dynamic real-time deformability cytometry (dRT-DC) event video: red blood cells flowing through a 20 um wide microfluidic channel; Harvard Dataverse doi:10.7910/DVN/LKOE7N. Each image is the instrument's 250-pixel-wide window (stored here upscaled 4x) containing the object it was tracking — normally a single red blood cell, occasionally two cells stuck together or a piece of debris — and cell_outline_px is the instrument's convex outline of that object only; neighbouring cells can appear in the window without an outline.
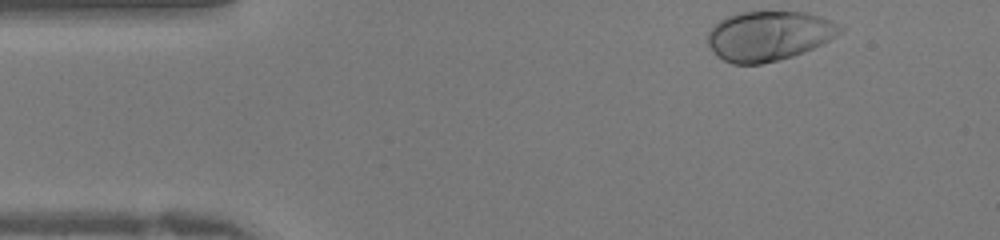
{"species": "human", "species_latin": "Homo sapiens", "temperature_condition": "warm", "stored_images_in_passage": 32, "camera_frame_rate_fps": 3000, "um_per_image_px": 0.085, "donor": {"sex": "female"}, "frame": {"image": 1, "passage_image": 1, "time_ms": 0.0, "image_size_px": [1000, 240], "cell_outline_px": [[844, 28], [840, 32], [828, 40], [804, 52], [792, 56], [760, 64], [732, 64], [724, 60], [708, 44], [708, 32], [720, 20], [728, 16], [740, 12], [804, 12], [820, 16], [844, 24]], "centroid_in_image_um": [65.39, 3.03], "position_along_channel_um": 19.6, "area_um2": 37.92}}
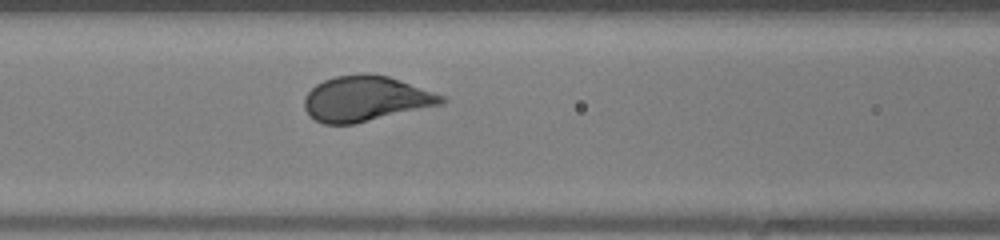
{"frame": {"image": 2, "passage_image": 13, "time_ms": 4.0, "image_size_px": [1000, 240], "cell_outline_px": [[448, 100], [444, 104], [352, 124], [324, 124], [316, 120], [304, 108], [304, 100], [308, 92], [316, 84], [324, 80], [336, 76], [388, 76], [444, 96]], "centroid_in_image_um": [31.09, 8.42], "position_along_channel_um": 135.5, "area_um2": 35.2}}
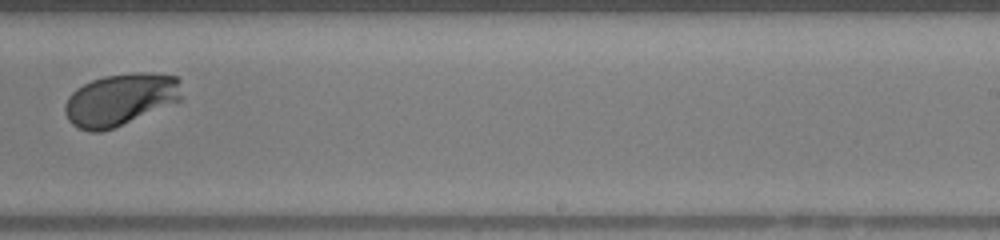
{"frame": {"image": 3, "passage_image": 22, "time_ms": 7.0, "image_size_px": [1000, 240], "cell_outline_px": [[184, 100], [112, 128], [100, 132], [88, 132], [72, 124], [68, 120], [64, 112], [64, 104], [68, 96], [76, 88], [92, 80], [104, 76], [132, 72], [148, 72], [176, 76], [180, 80]], "centroid_in_image_um": [10.26, 8.45], "position_along_channel_um": 278.7, "area_um2": 35.89}}